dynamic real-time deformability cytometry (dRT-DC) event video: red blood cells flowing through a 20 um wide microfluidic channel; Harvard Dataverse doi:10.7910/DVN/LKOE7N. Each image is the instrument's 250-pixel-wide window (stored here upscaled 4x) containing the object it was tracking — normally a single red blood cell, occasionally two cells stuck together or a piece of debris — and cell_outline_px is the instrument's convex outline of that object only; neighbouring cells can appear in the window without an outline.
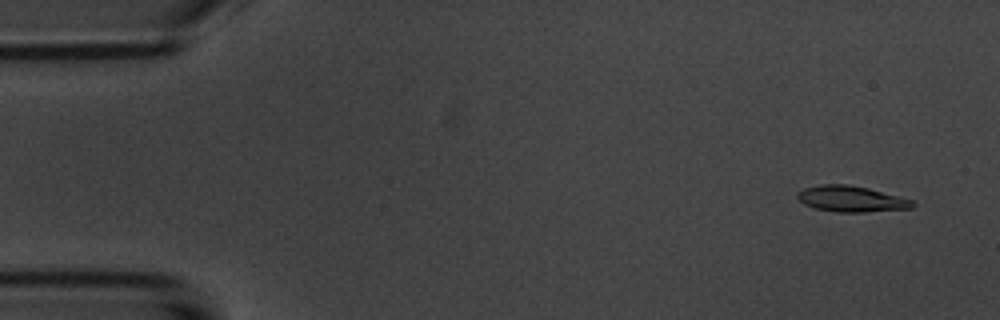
{"species": "common noctule bat (a hibernating species)", "species_latin": "Nyctalus noctula", "temperature_condition": "room temperature", "stored_images_in_passage": 54, "camera_frame_rate_fps": 3000, "um_per_image_px": 0.085, "animal": {"sex": "male", "body_mass_g": 20.1, "forearm_length_mm": 53.5}, "frame": {"image": 1, "passage_image": 3, "time_ms": 0.667, "image_size_px": [1000, 320], "cell_outline_px": [[916, 204], [912, 208], [864, 212], [836, 212], [816, 208], [804, 204], [796, 196], [796, 192], [804, 188], [820, 184], [848, 184], [868, 188], [912, 200]], "centroid_in_image_um": [72.33, 16.9], "position_along_channel_um": 12.7, "area_um2": 17.34}}
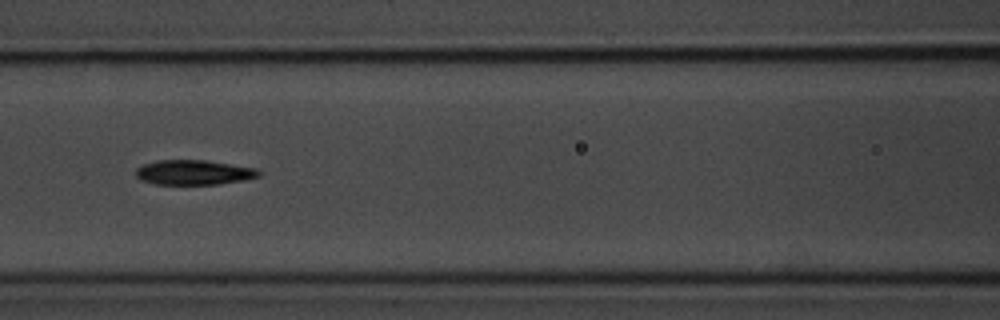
{"frame": {"image": 2, "passage_image": 23, "time_ms": 7.333, "image_size_px": [1000, 320], "cell_outline_px": [[260, 176], [244, 180], [216, 184], [152, 184], [140, 180], [136, 176], [136, 168], [144, 164], [156, 160], [204, 160], [256, 168], [260, 172]], "centroid_in_image_um": [16.43, 14.65], "position_along_channel_um": 150.2, "area_um2": 17.74}}
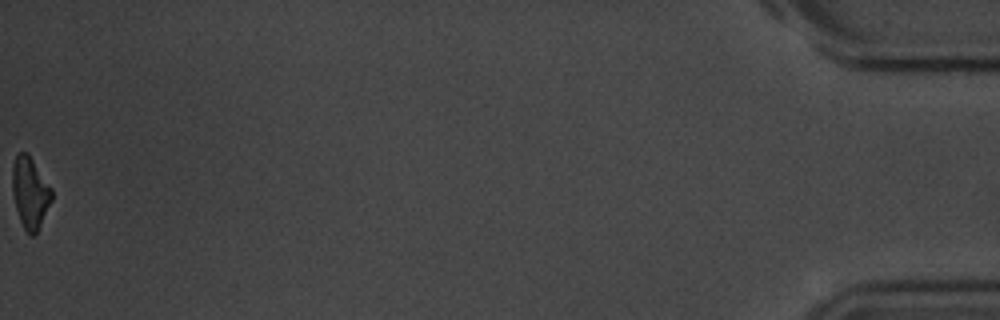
{"frame": {"image": 3, "passage_image": 54, "time_ms": 17.667, "image_size_px": [1000, 320], "cell_outline_px": [[52, 200], [36, 232], [32, 236], [24, 228], [20, 220], [16, 208], [12, 192], [12, 164], [16, 156], [20, 152], [28, 152], [52, 188]], "centroid_in_image_um": [2.55, 16.32], "position_along_channel_um": 432.7, "area_um2": 16.24}, "authors_computed_cell_mechanics": {"area_um2": 17.8313, "velocity_mm_per_s": 3.7239, "shape_relaxation_time_tau1_ms": 2.5057, "shape_relaxation_time_tau2_ms": 8.8777, "deformation_change_tau1": 0.1711, "deformation_change_tau2": 0.1789}}